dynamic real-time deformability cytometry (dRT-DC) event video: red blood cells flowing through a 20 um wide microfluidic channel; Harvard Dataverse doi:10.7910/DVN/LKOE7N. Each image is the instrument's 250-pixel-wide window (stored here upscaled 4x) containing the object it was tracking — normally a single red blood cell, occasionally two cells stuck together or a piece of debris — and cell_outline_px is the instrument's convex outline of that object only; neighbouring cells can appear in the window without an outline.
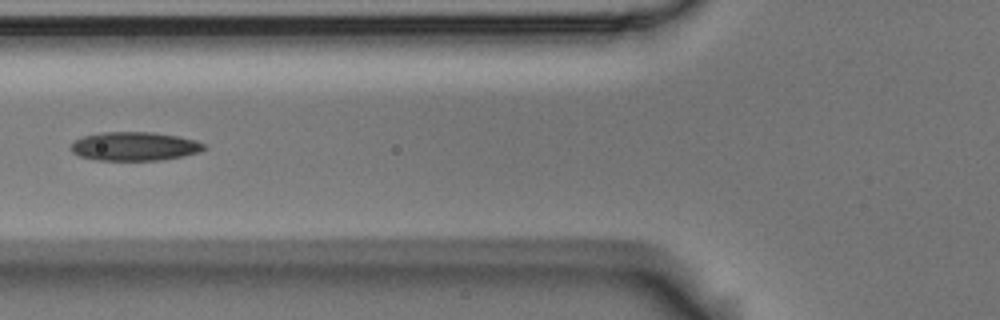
{"species": "Egyptian fruit bat (a non-hibernating species)", "species_latin": "Rousettus aegyptiacus", "temperature_condition": "room temperature", "stored_images_in_passage": 7, "camera_frame_rate_fps": 3000, "um_per_image_px": 0.085, "animal": {"sex": "male"}, "frame": {"image": 1, "passage_image": 4, "time_ms": 1.0, "image_size_px": [1000, 320], "cell_outline_px": [[208, 148], [200, 152], [160, 160], [96, 160], [80, 156], [72, 152], [72, 144], [76, 140], [84, 136], [104, 132], [152, 132], [176, 136], [196, 140], [204, 144]], "centroid_in_image_um": [11.46, 12.44], "position_along_channel_um": 114.3, "area_um2": 22.08}}
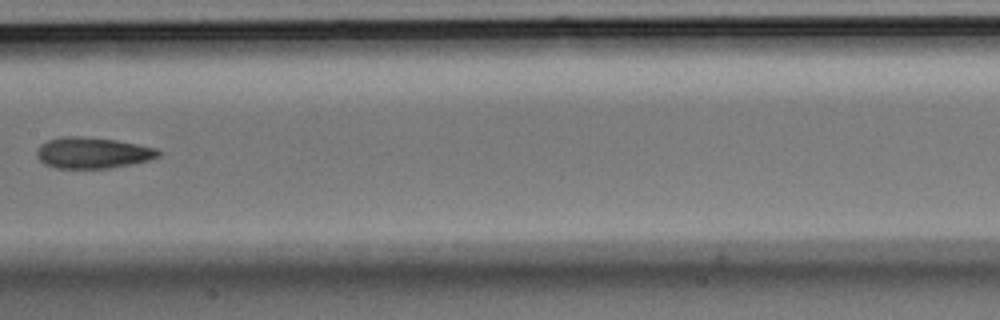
{"frame": {"image": 2, "passage_image": 6, "time_ms": 1.667, "image_size_px": [1000, 320], "cell_outline_px": [[160, 156], [148, 160], [108, 168], [56, 168], [44, 164], [36, 156], [36, 152], [40, 144], [48, 140], [64, 136], [84, 136], [116, 140], [156, 148], [160, 152]], "centroid_in_image_um": [7.83, 12.98], "position_along_channel_um": 199.6, "area_um2": 21.91}}
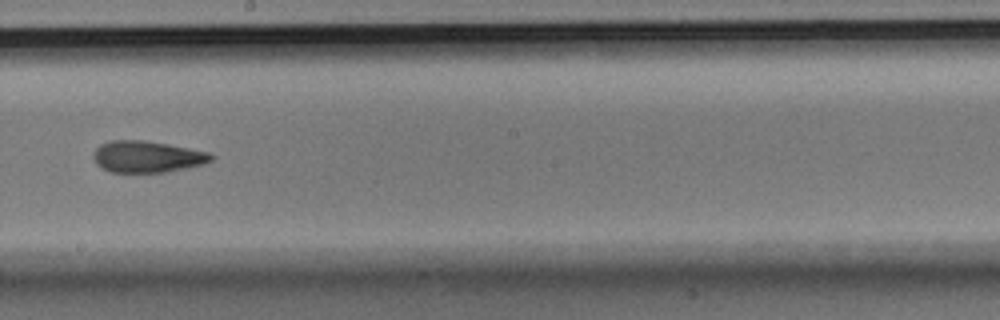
{"frame": {"image": 3, "passage_image": 7, "time_ms": 2.0, "image_size_px": [1000, 320], "cell_outline_px": [[216, 156], [212, 160], [204, 164], [168, 172], [112, 172], [100, 168], [96, 164], [92, 156], [96, 148], [100, 144], [112, 140], [144, 140], [168, 144], [208, 152]], "centroid_in_image_um": [12.5, 13.32], "position_along_channel_um": 235.7, "area_um2": 21.79}}